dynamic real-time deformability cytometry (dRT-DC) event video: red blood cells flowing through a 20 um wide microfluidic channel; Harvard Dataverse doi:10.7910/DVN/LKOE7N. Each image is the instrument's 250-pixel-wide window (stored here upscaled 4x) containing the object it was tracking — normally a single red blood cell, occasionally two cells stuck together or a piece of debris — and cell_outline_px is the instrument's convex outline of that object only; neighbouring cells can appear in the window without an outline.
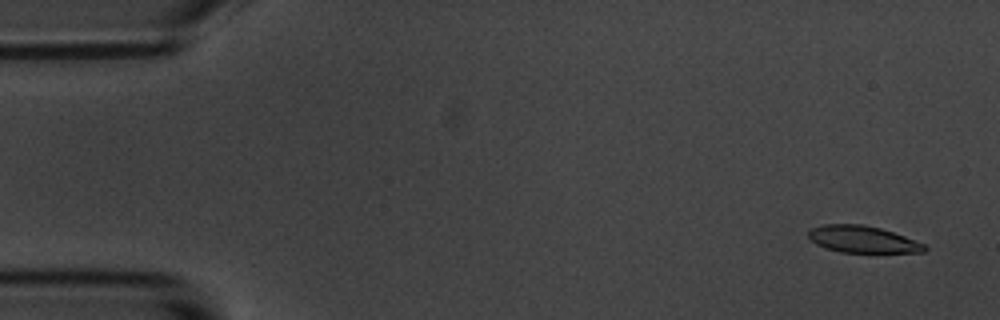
{"species": "common noctule bat (a hibernating species)", "species_latin": "Nyctalus noctula", "temperature_condition": "room temperature", "stored_images_in_passage": 5, "camera_frame_rate_fps": 3000, "um_per_image_px": 0.085, "animal": {"sex": "male", "body_mass_g": 20.1, "forearm_length_mm": 53.5}, "frame": {"image": 1, "passage_image": 1, "time_ms": 0.0, "image_size_px": [1000, 320], "cell_outline_px": [[928, 248], [924, 252], [840, 252], [816, 244], [808, 236], [808, 232], [812, 228], [824, 224], [864, 224], [880, 228], [904, 236], [924, 244]], "centroid_in_image_um": [73.32, 20.33], "position_along_channel_um": 11.7, "area_um2": 17.92}}